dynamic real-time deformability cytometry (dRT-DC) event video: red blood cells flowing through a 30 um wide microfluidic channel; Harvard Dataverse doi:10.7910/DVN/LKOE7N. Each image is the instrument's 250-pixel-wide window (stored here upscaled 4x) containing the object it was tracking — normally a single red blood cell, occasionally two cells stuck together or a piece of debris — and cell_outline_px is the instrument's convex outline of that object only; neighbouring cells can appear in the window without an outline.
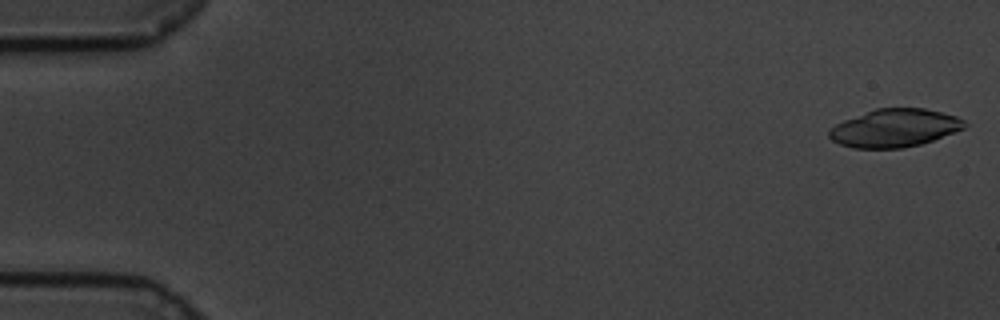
{"species": "common noctule bat (a hibernating species)", "species_latin": "Nyctalus noctula", "temperature_condition": "cold", "stored_images_in_passage": 58, "camera_frame_rate_fps": 3000, "um_per_image_px": 0.085, "animal": {"sex": "male", "body_mass_g": 19.5, "forearm_length_mm": 54.6}, "frame": {"image": 1, "passage_image": 1, "time_ms": 0.0, "image_size_px": [1000, 320], "cell_outline_px": [[968, 124], [964, 128], [932, 140], [920, 144], [904, 148], [852, 148], [840, 144], [832, 140], [828, 136], [828, 132], [836, 124], [844, 120], [876, 108], [924, 108], [956, 116], [964, 120]], "centroid_in_image_um": [76.03, 10.88], "position_along_channel_um": 9.0, "area_um2": 29.77}}